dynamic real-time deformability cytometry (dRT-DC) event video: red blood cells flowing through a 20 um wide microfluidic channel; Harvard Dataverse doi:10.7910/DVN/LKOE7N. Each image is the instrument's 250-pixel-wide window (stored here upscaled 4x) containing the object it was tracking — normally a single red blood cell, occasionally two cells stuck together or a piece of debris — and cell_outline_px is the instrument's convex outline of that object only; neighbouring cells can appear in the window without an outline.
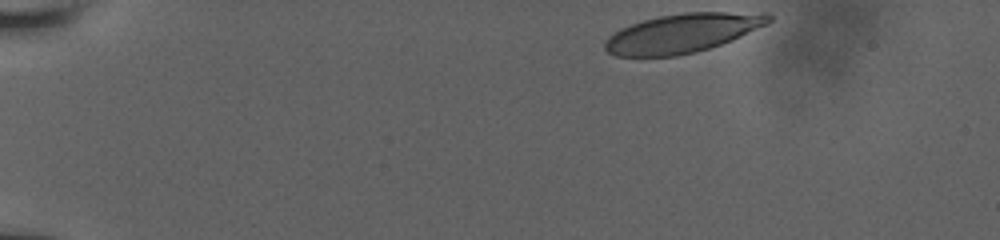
{"species": "human", "species_latin": "Homo sapiens", "temperature_condition": "room temperature", "stored_images_in_passage": 6, "camera_frame_rate_fps": 3000, "um_per_image_px": 0.085, "donor": {"sex": "male"}, "frame": {"image": 1, "passage_image": 1, "time_ms": 0.0, "image_size_px": [1000, 240], "cell_outline_px": [[772, 20], [768, 24], [732, 40], [696, 52], [676, 56], [616, 56], [608, 52], [604, 48], [604, 40], [608, 36], [620, 28], [644, 20], [660, 16], [684, 12], [768, 12], [772, 16]], "centroid_in_image_um": [58.03, 2.81], "position_along_channel_um": 27.0, "area_um2": 37.34}}
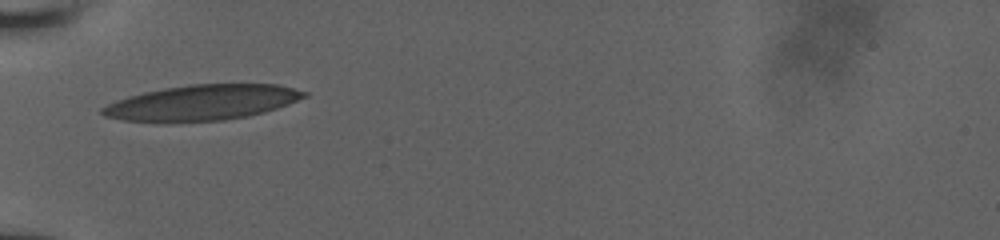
{"frame": {"image": 2, "passage_image": 5, "time_ms": 3.667, "image_size_px": [1000, 240], "cell_outline_px": [[308, 96], [288, 104], [264, 112], [248, 116], [224, 120], [164, 124], [124, 120], [104, 116], [100, 112], [100, 108], [116, 100], [128, 96], [144, 92], [164, 88], [188, 84], [280, 84], [308, 92]], "centroid_in_image_um": [17.14, 8.74], "position_along_channel_um": 67.9, "area_um2": 42.37}}